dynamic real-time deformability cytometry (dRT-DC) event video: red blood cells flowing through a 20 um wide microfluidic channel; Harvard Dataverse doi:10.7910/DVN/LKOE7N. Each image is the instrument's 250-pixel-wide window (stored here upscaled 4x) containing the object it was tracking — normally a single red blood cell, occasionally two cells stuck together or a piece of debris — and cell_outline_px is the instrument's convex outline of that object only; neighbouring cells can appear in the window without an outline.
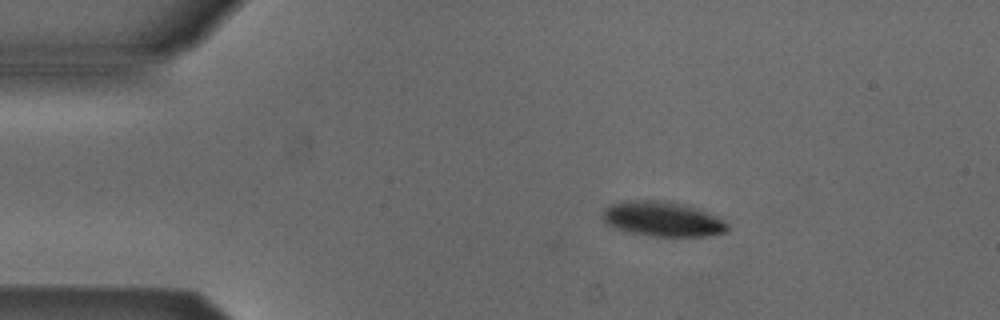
{"species": "Egyptian fruit bat (a non-hibernating species)", "species_latin": "Rousettus aegyptiacus", "temperature_condition": "cold", "stored_images_in_passage": 3, "camera_frame_rate_fps": 3000, "um_per_image_px": 0.085, "animal": {"sex": "male"}, "frame": {"image": 1, "passage_image": 2, "time_ms": 0.333, "image_size_px": [1000, 320], "cell_outline_px": [[728, 232], [708, 236], [648, 236], [616, 228], [604, 224], [600, 216], [604, 208], [612, 204], [624, 200], [668, 200], [696, 208], [716, 216], [724, 220], [728, 224]], "centroid_in_image_um": [56.28, 18.61], "position_along_channel_um": 28.7, "area_um2": 25.66}}